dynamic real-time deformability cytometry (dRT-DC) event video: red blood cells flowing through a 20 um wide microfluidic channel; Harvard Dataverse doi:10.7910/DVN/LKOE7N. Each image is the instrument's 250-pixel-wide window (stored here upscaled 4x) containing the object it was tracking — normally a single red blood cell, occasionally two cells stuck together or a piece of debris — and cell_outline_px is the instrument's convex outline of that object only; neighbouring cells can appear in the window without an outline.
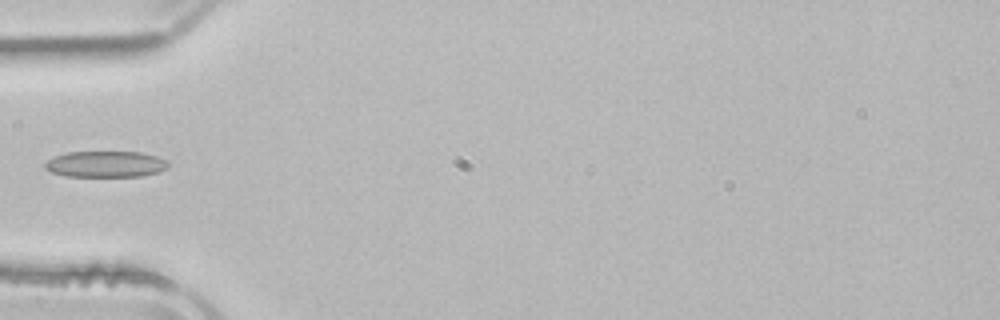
{"species": "common noctule bat (a hibernating species)", "species_latin": "Nyctalus noctula", "temperature_condition": "room temperature", "stored_images_in_passage": 36, "camera_frame_rate_fps": 3000, "um_per_image_px": 0.085, "animal": {"sex": "male", "body_mass_g": 21.5, "forearm_length_mm": 52.0}, "frame": {"image": 1, "passage_image": 1, "time_ms": 0.0, "image_size_px": [1000, 320], "cell_outline_px": [[168, 168], [156, 172], [140, 176], [64, 176], [52, 172], [44, 168], [44, 164], [48, 160], [56, 156], [68, 152], [140, 152], [156, 156], [168, 160]], "centroid_in_image_um": [8.98, 13.95], "position_along_channel_um": 76.0, "area_um2": 18.67}}
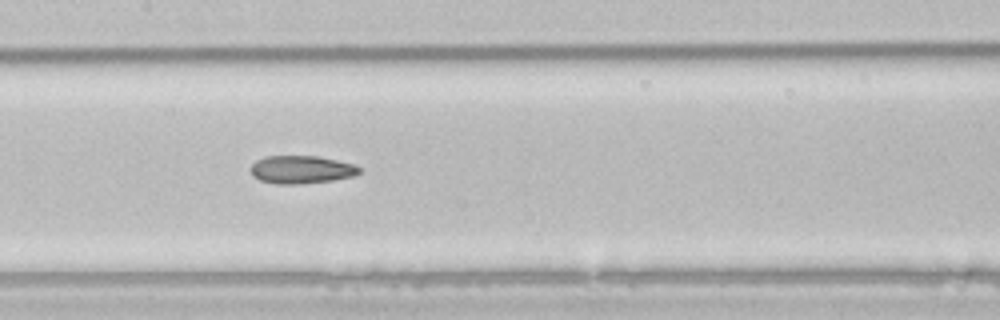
{"frame": {"image": 2, "passage_image": 9, "time_ms": 2.667, "image_size_px": [1000, 320], "cell_outline_px": [[360, 172], [352, 176], [332, 180], [300, 184], [276, 184], [260, 180], [252, 176], [252, 164], [256, 160], [264, 156], [316, 156], [336, 160], [352, 164], [360, 168]], "centroid_in_image_um": [25.57, 14.41], "position_along_channel_um": 181.8, "area_um2": 17.51}}
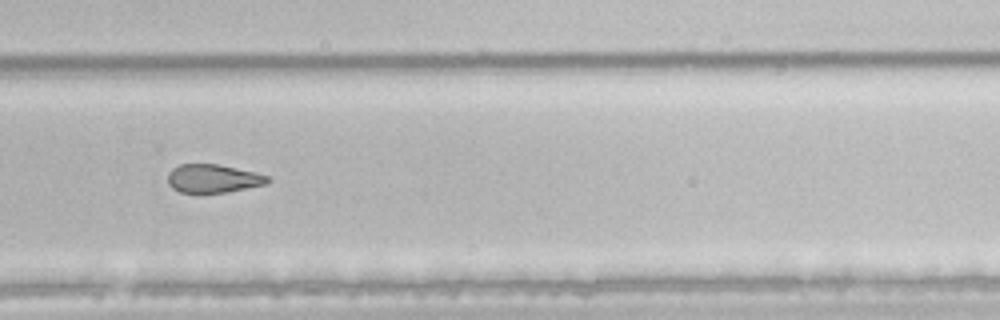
{"frame": {"image": 3, "passage_image": 19, "time_ms": 6.0, "image_size_px": [1000, 320], "cell_outline_px": [[272, 180], [268, 184], [228, 192], [180, 192], [172, 188], [168, 184], [168, 172], [172, 168], [180, 164], [216, 164], [252, 172], [268, 176]], "centroid_in_image_um": [18.11, 15.18], "position_along_channel_um": 311.7, "area_um2": 16.42}}